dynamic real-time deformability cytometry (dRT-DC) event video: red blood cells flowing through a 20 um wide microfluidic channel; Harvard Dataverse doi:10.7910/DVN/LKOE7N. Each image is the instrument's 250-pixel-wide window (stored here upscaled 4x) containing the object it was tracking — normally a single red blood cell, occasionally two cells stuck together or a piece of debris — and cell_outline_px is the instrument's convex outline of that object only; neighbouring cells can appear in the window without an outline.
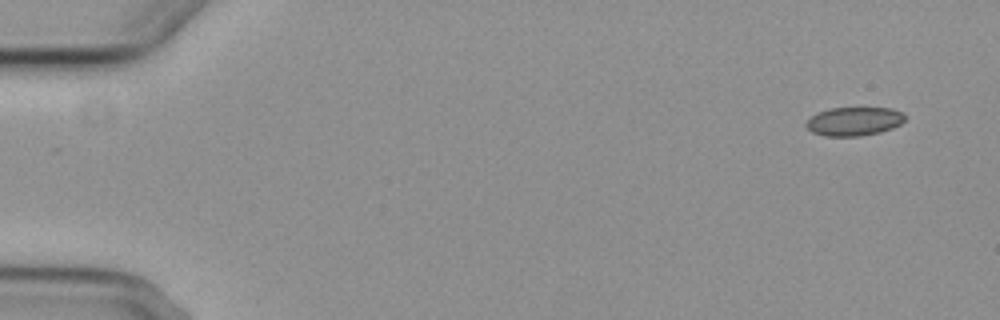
{"species": "common noctule bat (a hibernating species)", "species_latin": "Nyctalus noctula", "temperature_condition": "cold", "stored_images_in_passage": 5, "camera_frame_rate_fps": 3000, "um_per_image_px": 0.085, "animal": {"sex": "female", "body_mass_g": 29.2, "forearm_length_mm": 56.3}, "frame": {"image": 1, "passage_image": 1, "time_ms": 0.0, "image_size_px": [1000, 320], "cell_outline_px": [[904, 120], [900, 124], [892, 128], [880, 132], [860, 136], [824, 136], [812, 132], [804, 124], [812, 116], [828, 108], [892, 108], [904, 112]], "centroid_in_image_um": [72.6, 10.31], "position_along_channel_um": 12.4, "area_um2": 16.47}}
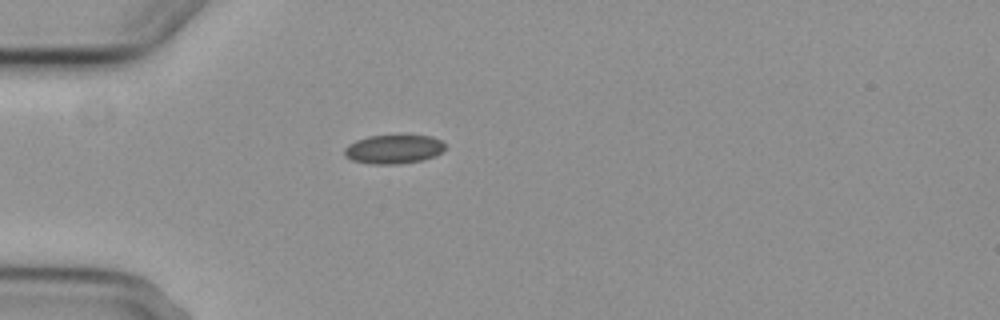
{"frame": {"image": 2, "passage_image": 4, "time_ms": 4.333, "image_size_px": [1000, 320], "cell_outline_px": [[444, 148], [440, 152], [432, 156], [420, 160], [396, 164], [372, 164], [352, 160], [344, 156], [344, 148], [348, 144], [356, 140], [368, 136], [400, 132], [408, 132], [432, 136], [440, 140], [444, 144]], "centroid_in_image_um": [33.43, 12.61], "position_along_channel_um": 51.6, "area_um2": 17.69}}